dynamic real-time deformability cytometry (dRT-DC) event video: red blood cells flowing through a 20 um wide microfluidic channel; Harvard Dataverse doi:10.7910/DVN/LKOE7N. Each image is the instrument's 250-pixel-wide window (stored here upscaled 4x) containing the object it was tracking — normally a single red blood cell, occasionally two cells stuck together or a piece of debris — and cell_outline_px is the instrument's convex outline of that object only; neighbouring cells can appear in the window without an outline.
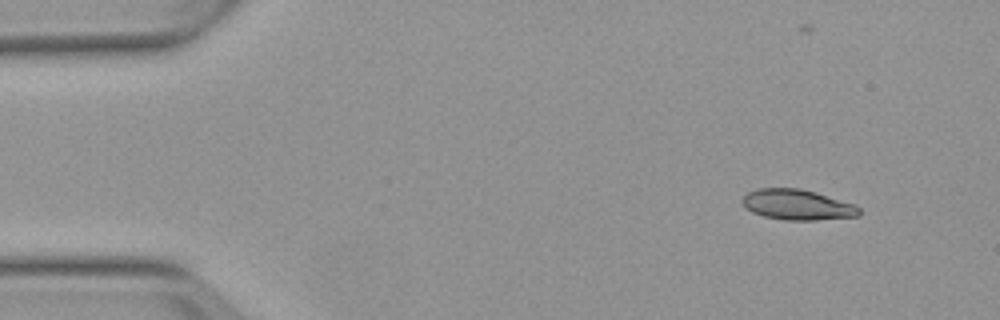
{"species": "Egyptian fruit bat (a non-hibernating species)", "species_latin": "Rousettus aegyptiacus", "temperature_condition": "warm", "stored_images_in_passage": 4, "segment_of_instrument_passage": [1, 2], "camera_frame_rate_fps": 3000, "um_per_image_px": 0.085, "animal": {"sex": "female"}, "frame": {"image": 1, "passage_image": 1, "time_ms": 0.0, "image_size_px": [1000, 320], "cell_outline_px": [[860, 216], [816, 220], [784, 220], [764, 216], [752, 212], [740, 200], [748, 192], [756, 188], [800, 188], [816, 192], [856, 204], [860, 208]], "centroid_in_image_um": [67.8, 17.39], "position_along_channel_um": 17.2, "area_um2": 20.87}}
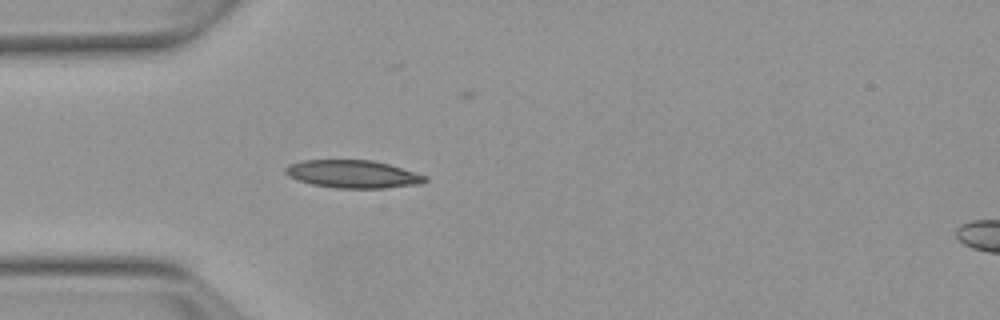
{"frame": {"image": 2, "passage_image": 3, "time_ms": 3.333, "image_size_px": [1000, 320], "cell_outline_px": [[428, 180], [420, 184], [384, 188], [336, 188], [312, 184], [288, 176], [284, 172], [284, 168], [288, 164], [304, 160], [372, 160], [388, 164], [428, 176]], "centroid_in_image_um": [29.99, 14.79], "position_along_channel_um": 55.0, "area_um2": 22.6}}